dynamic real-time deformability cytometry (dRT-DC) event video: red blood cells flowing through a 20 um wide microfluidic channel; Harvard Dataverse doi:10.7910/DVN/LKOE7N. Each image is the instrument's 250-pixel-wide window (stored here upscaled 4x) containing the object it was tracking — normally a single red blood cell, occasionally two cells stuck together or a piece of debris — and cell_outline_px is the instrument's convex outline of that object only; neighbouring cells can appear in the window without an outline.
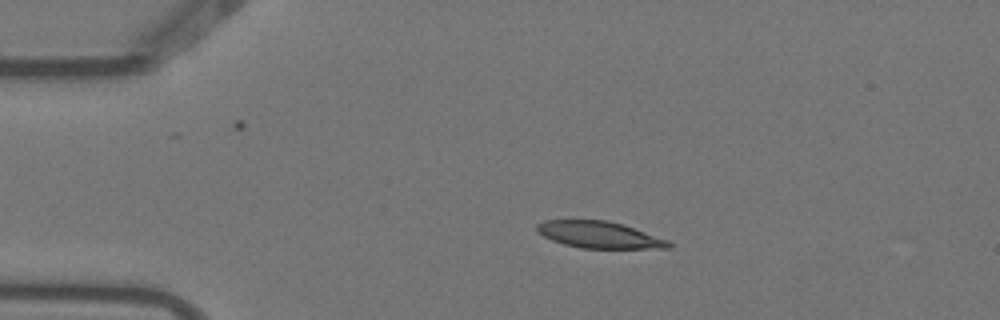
{"species": "Egyptian fruit bat (a non-hibernating species)", "species_latin": "Rousettus aegyptiacus", "temperature_condition": "warm", "stored_images_in_passage": 2, "camera_frame_rate_fps": 3000, "um_per_image_px": 0.085, "animal": {"sex": "female"}, "frame": {"image": 1, "passage_image": 1, "time_ms": 0.0, "image_size_px": [1000, 320], "cell_outline_px": [[672, 248], [580, 248], [564, 244], [552, 240], [536, 232], [536, 224], [544, 220], [608, 220], [668, 240], [672, 244]], "centroid_in_image_um": [50.89, 19.96], "position_along_channel_um": 34.1, "area_um2": 20.29}}